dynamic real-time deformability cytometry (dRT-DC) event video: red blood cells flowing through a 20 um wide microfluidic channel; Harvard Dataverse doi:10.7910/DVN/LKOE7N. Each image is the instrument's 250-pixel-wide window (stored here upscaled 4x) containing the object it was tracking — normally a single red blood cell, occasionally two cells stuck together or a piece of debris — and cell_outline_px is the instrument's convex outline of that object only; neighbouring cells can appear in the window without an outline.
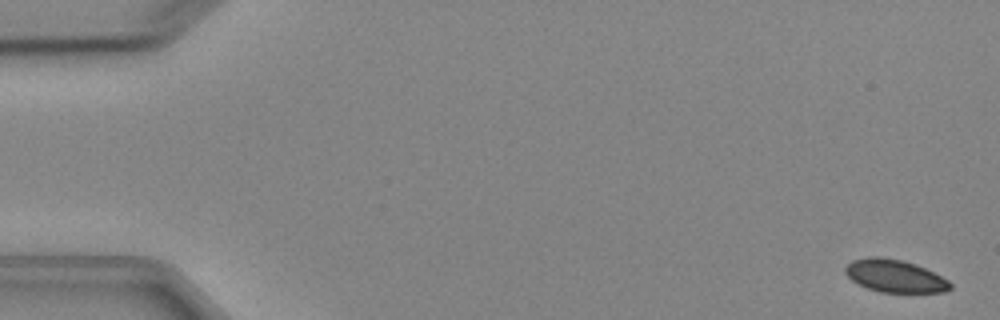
{"species": "Egyptian fruit bat (a non-hibernating species)", "species_latin": "Rousettus aegyptiacus", "temperature_condition": "cold", "stored_images_in_passage": 5, "camera_frame_rate_fps": 3000, "um_per_image_px": 0.085, "animal": {"sex": "female"}, "frame": {"image": 1, "passage_image": 1, "time_ms": 0.0, "image_size_px": [1000, 320], "cell_outline_px": [[952, 288], [944, 292], [880, 292], [868, 288], [852, 280], [844, 272], [844, 268], [852, 260], [868, 256], [880, 256], [904, 260], [916, 264], [948, 280], [952, 284]], "centroid_in_image_um": [76.05, 23.44], "position_along_channel_um": 9.0, "area_um2": 19.94}}
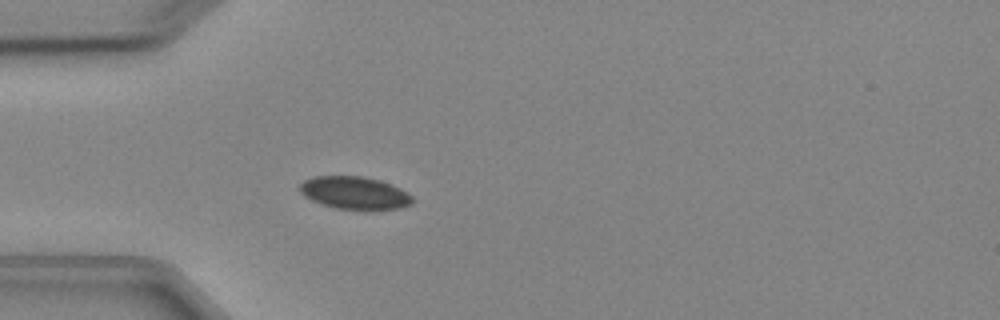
{"frame": {"image": 2, "passage_image": 5, "time_ms": 4.667, "image_size_px": [1000, 320], "cell_outline_px": [[412, 204], [400, 208], [336, 208], [320, 204], [304, 196], [300, 192], [300, 184], [304, 180], [316, 176], [360, 176], [380, 180], [400, 188], [412, 196]], "centroid_in_image_um": [30.11, 16.37], "position_along_channel_um": 54.9, "area_um2": 20.98}}